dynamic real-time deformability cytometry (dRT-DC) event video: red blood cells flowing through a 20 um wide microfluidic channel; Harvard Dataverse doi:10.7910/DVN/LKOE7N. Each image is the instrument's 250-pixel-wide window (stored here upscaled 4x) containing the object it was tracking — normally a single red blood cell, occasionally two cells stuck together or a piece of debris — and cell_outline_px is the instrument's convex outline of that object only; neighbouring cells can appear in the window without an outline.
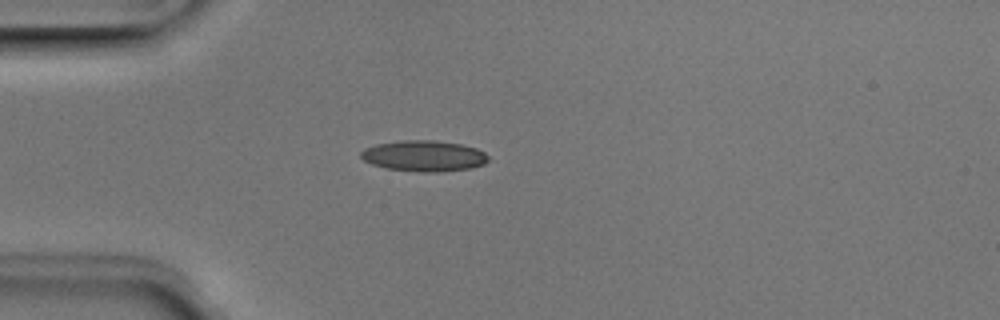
{"species": "Egyptian fruit bat (a non-hibernating species)", "species_latin": "Rousettus aegyptiacus", "temperature_condition": "room temperature", "stored_images_in_passage": 38, "camera_frame_rate_fps": 3000, "um_per_image_px": 0.085, "animal": {"sex": "male"}, "frame": {"image": 1, "passage_image": 1, "time_ms": 0.0, "image_size_px": [1000, 320], "cell_outline_px": [[488, 160], [484, 164], [468, 168], [436, 172], [424, 172], [388, 168], [372, 164], [364, 160], [360, 156], [360, 152], [364, 148], [376, 144], [400, 140], [436, 140], [460, 144], [476, 148], [484, 152], [488, 156]], "centroid_in_image_um": [36.01, 13.24], "position_along_channel_um": 49.0, "area_um2": 22.77}}
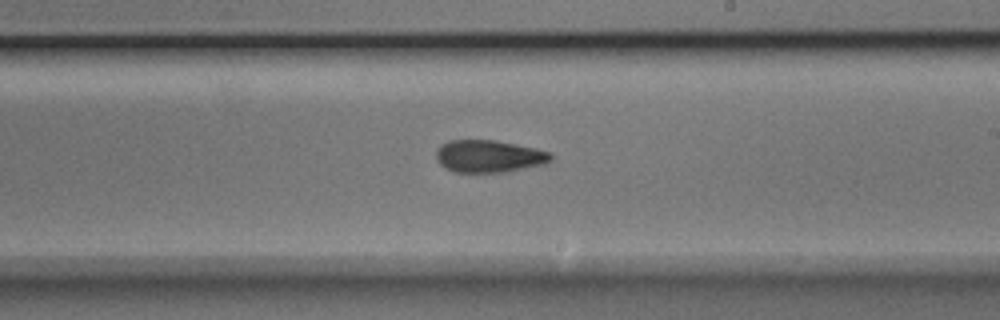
{"frame": {"image": 2, "passage_image": 17, "time_ms": 5.333, "image_size_px": [1000, 320], "cell_outline_px": [[552, 160], [544, 164], [508, 172], [452, 172], [444, 168], [436, 160], [436, 148], [440, 144], [448, 140], [496, 140], [536, 148], [552, 152]], "centroid_in_image_um": [41.54, 13.28], "position_along_channel_um": 247.5, "area_um2": 22.02}}
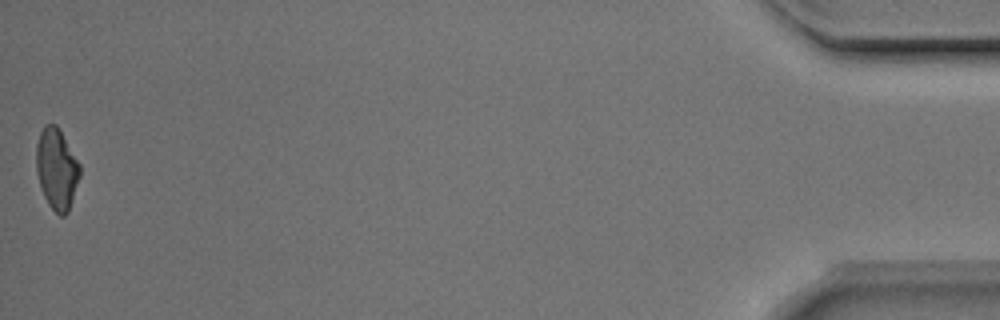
{"frame": {"image": 3, "passage_image": 38, "time_ms": 12.333, "image_size_px": [1000, 320], "cell_outline_px": [[80, 176], [68, 212], [64, 216], [60, 216], [48, 204], [44, 196], [36, 172], [36, 144], [40, 132], [44, 124], [56, 124], [80, 164]], "centroid_in_image_um": [4.81, 14.35], "position_along_channel_um": 430.4, "area_um2": 20.46}, "authors_computed_cell_mechanics": {"area_um2": 21.4438, "velocity_mm_per_s": 3.9828, "shape_relaxation_time_tau1_ms": 7.5973, "shape_relaxation_time_tau2_ms": 3.9302, "deformation_change_tau1": 0.1858, "deformation_change_tau2": 0.1191}}